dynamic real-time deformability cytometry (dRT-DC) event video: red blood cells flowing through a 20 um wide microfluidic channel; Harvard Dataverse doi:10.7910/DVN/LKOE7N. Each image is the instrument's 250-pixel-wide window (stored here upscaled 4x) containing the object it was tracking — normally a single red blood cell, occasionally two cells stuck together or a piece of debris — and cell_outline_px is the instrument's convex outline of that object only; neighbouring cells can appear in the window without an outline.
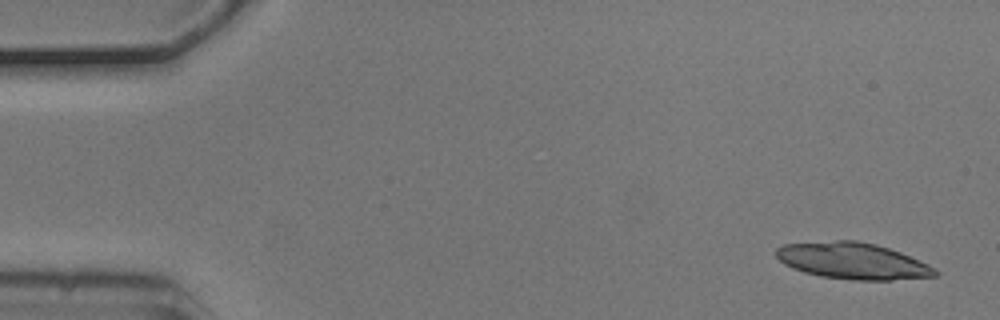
{"species": "common noctule bat (a hibernating species)", "species_latin": "Nyctalus noctula", "temperature_condition": "cold", "stored_images_in_passage": 10, "camera_frame_rate_fps": 3000, "um_per_image_px": 0.085, "animal": {"sex": "male", "body_mass_g": 20.5, "forearm_length_mm": 52.5}, "frame": {"image": 1, "passage_image": 1, "time_ms": 0.0, "image_size_px": [1000, 320], "cell_outline_px": [[940, 272], [936, 276], [892, 280], [852, 280], [820, 276], [804, 272], [792, 268], [784, 264], [776, 256], [776, 248], [784, 244], [836, 240], [856, 240], [876, 244], [900, 252], [920, 260], [936, 268]], "centroid_in_image_um": [72.49, 22.18], "position_along_channel_um": 12.5, "area_um2": 33.87}}